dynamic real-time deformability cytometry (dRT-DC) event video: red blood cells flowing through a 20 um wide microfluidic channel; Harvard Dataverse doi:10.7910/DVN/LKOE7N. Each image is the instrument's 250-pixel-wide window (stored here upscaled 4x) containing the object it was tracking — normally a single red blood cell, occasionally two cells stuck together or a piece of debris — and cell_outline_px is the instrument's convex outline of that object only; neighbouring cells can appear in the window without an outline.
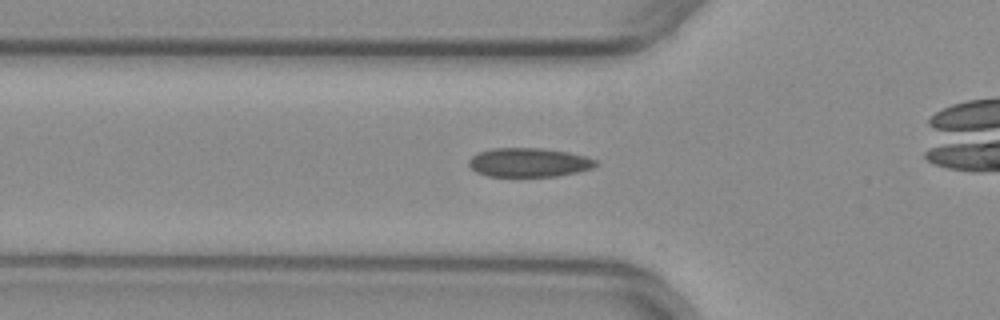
{"species": "common noctule bat (a hibernating species)", "species_latin": "Nyctalus noctula", "temperature_condition": "warm", "stored_images_in_passage": 42, "camera_frame_rate_fps": 3000, "um_per_image_px": 0.085, "animal": {"sex": "female", "body_mass_g": 29.2, "forearm_length_mm": 56.3}, "frame": {"image": 1, "passage_image": 17, "time_ms": 5.333, "image_size_px": [1000, 320], "cell_outline_px": [[600, 164], [592, 168], [576, 172], [556, 176], [488, 176], [476, 172], [468, 164], [468, 160], [472, 156], [480, 152], [492, 148], [540, 148], [568, 152], [584, 156], [596, 160]], "centroid_in_image_um": [44.95, 13.8], "position_along_channel_um": 80.8, "area_um2": 21.33}}
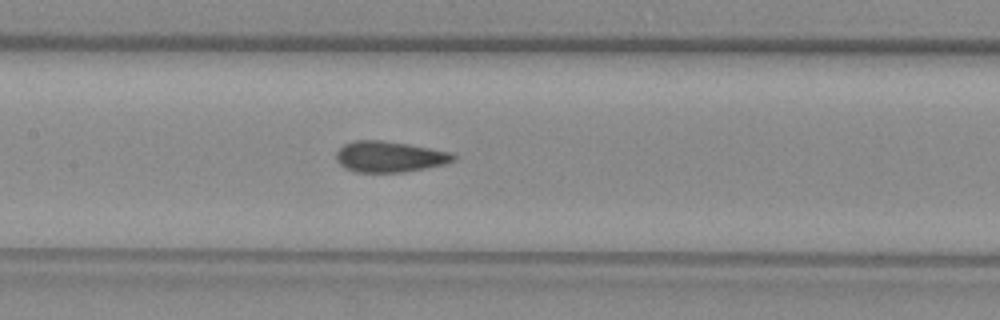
{"frame": {"image": 2, "passage_image": 24, "time_ms": 7.667, "image_size_px": [1000, 320], "cell_outline_px": [[456, 160], [444, 164], [404, 172], [356, 172], [344, 168], [336, 160], [336, 152], [344, 144], [352, 140], [380, 140], [408, 144], [452, 152], [456, 156]], "centroid_in_image_um": [33.09, 13.31], "position_along_channel_um": 174.3, "area_um2": 21.15}}
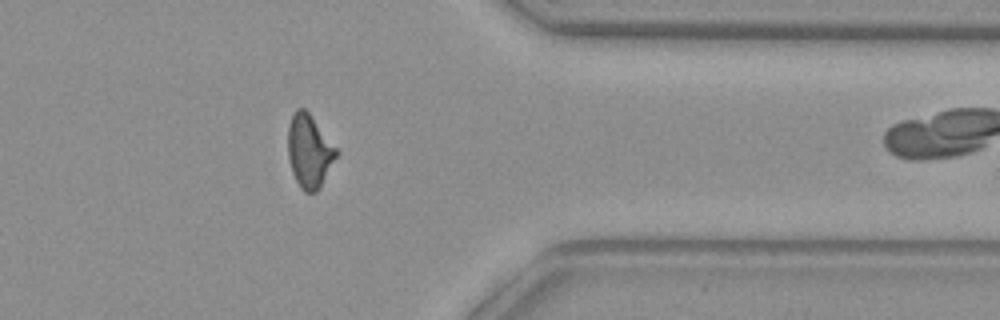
{"frame": {"image": 3, "passage_image": 41, "time_ms": 13.333, "image_size_px": [1000, 320], "cell_outline_px": [[340, 152], [320, 188], [316, 192], [304, 192], [300, 188], [292, 172], [288, 156], [288, 124], [292, 112], [296, 108], [304, 108], [308, 112]], "centroid_in_image_um": [26.29, 12.85], "position_along_channel_um": 385.1, "area_um2": 20.81}}